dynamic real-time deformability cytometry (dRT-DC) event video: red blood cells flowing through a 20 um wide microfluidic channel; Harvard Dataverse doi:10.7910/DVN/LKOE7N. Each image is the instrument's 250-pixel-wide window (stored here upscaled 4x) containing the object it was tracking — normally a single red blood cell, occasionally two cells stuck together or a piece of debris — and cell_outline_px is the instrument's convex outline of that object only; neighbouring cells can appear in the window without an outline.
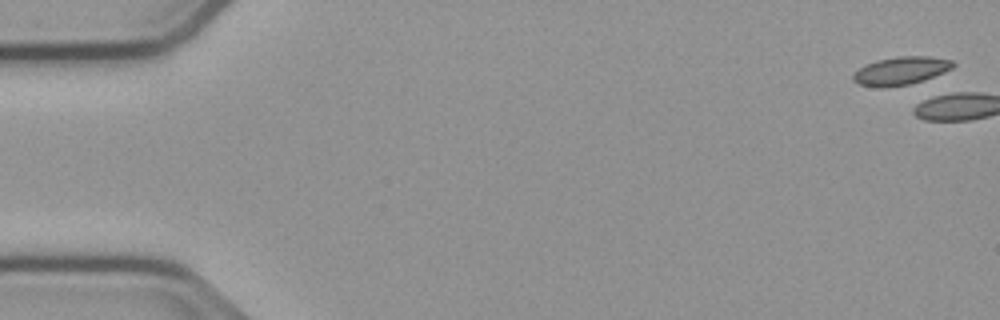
{"species": "common noctule bat (a hibernating species)", "species_latin": "Nyctalus noctula", "temperature_condition": "cold", "stored_images_in_passage": 3, "camera_frame_rate_fps": 3000, "um_per_image_px": 0.085, "animal": {"sex": "male", "body_mass_g": 23.1, "forearm_length_mm": 52.7}, "frame": {"image": 1, "passage_image": 1, "time_ms": 0.0, "image_size_px": [1000, 320], "cell_outline_px": [[956, 64], [952, 68], [944, 72], [924, 80], [912, 84], [884, 88], [880, 88], [860, 84], [852, 80], [852, 76], [860, 68], [876, 60], [900, 56], [928, 56], [952, 60]], "centroid_in_image_um": [76.59, 6.03], "position_along_channel_um": 8.4, "area_um2": 16.36}}